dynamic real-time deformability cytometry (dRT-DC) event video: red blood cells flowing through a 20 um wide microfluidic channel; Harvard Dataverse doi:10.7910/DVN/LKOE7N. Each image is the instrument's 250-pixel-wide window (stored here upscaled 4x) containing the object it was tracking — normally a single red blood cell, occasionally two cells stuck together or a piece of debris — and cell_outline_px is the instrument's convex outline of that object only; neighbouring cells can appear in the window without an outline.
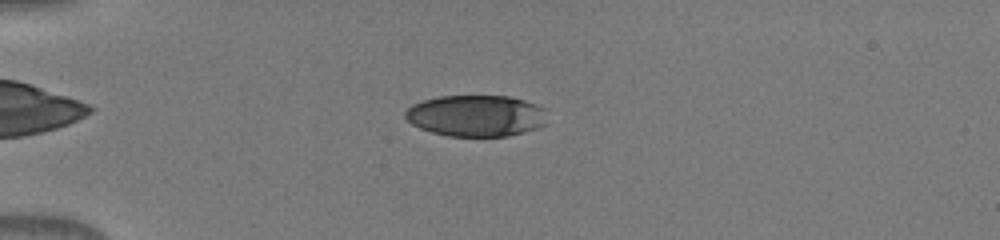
{"species": "human", "species_latin": "Homo sapiens", "temperature_condition": "warm", "stored_images_in_passage": 47, "camera_frame_rate_fps": 3000, "um_per_image_px": 0.085, "donor": {"sex": "male"}, "frame": {"image": 1, "passage_image": 11, "time_ms": 3.333, "image_size_px": [1000, 240], "cell_outline_px": [[544, 124], [540, 128], [508, 136], [448, 136], [432, 132], [420, 128], [412, 124], [404, 116], [404, 112], [412, 104], [424, 100], [440, 96], [508, 96], [524, 100], [536, 104], [544, 108]], "centroid_in_image_um": [40.45, 9.84], "position_along_channel_um": 44.5, "area_um2": 34.22}}
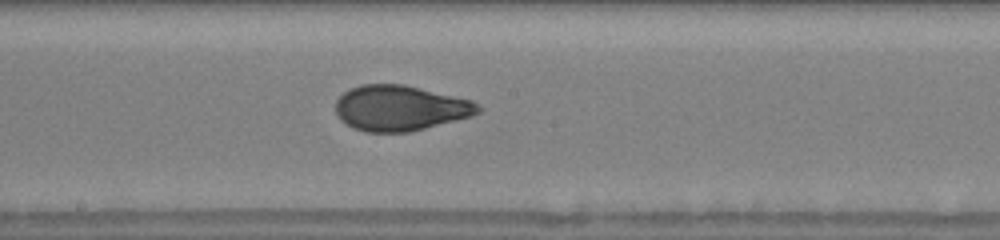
{"frame": {"image": 2, "passage_image": 26, "time_ms": 8.333, "image_size_px": [1000, 240], "cell_outline_px": [[480, 112], [472, 116], [408, 132], [364, 132], [352, 128], [340, 120], [336, 116], [336, 100], [344, 92], [360, 84], [404, 84], [472, 100], [480, 108]], "centroid_in_image_um": [33.97, 9.19], "position_along_channel_um": 214.2, "area_um2": 37.69}}
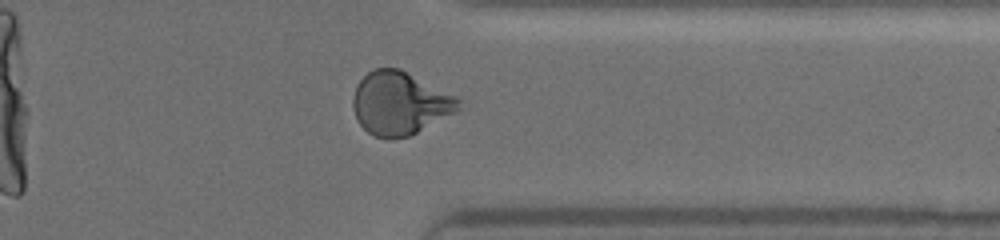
{"frame": {"image": 3, "passage_image": 38, "time_ms": 12.333, "image_size_px": [1000, 240], "cell_outline_px": [[468, 108], [408, 136], [388, 140], [372, 136], [356, 120], [352, 108], [352, 96], [356, 84], [368, 72], [376, 68], [400, 68], [456, 96]], "centroid_in_image_um": [34.02, 8.8], "position_along_channel_um": 377.4, "area_um2": 39.65}}